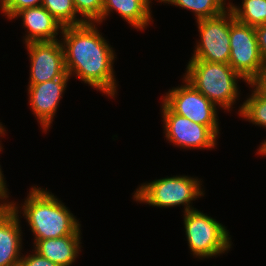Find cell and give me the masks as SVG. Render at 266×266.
I'll return each mask as SVG.
<instances>
[{
	"mask_svg": "<svg viewBox=\"0 0 266 266\" xmlns=\"http://www.w3.org/2000/svg\"><path fill=\"white\" fill-rule=\"evenodd\" d=\"M96 26V23L85 22L63 27L60 33L66 72L115 98L118 86L113 71L115 51Z\"/></svg>",
	"mask_w": 266,
	"mask_h": 266,
	"instance_id": "cell-1",
	"label": "cell"
},
{
	"mask_svg": "<svg viewBox=\"0 0 266 266\" xmlns=\"http://www.w3.org/2000/svg\"><path fill=\"white\" fill-rule=\"evenodd\" d=\"M16 203H13L12 209L20 214L23 211L22 216L34 234V245L39 240L81 235V224L76 217L47 189L34 186L30 189L21 208Z\"/></svg>",
	"mask_w": 266,
	"mask_h": 266,
	"instance_id": "cell-2",
	"label": "cell"
},
{
	"mask_svg": "<svg viewBox=\"0 0 266 266\" xmlns=\"http://www.w3.org/2000/svg\"><path fill=\"white\" fill-rule=\"evenodd\" d=\"M216 107L230 111L239 98L238 81L249 84L229 64L190 60L183 76Z\"/></svg>",
	"mask_w": 266,
	"mask_h": 266,
	"instance_id": "cell-3",
	"label": "cell"
},
{
	"mask_svg": "<svg viewBox=\"0 0 266 266\" xmlns=\"http://www.w3.org/2000/svg\"><path fill=\"white\" fill-rule=\"evenodd\" d=\"M201 183L200 179L186 175L160 178L139 186L133 199L159 208L183 205L186 212L196 209L190 204L204 195Z\"/></svg>",
	"mask_w": 266,
	"mask_h": 266,
	"instance_id": "cell-4",
	"label": "cell"
},
{
	"mask_svg": "<svg viewBox=\"0 0 266 266\" xmlns=\"http://www.w3.org/2000/svg\"><path fill=\"white\" fill-rule=\"evenodd\" d=\"M183 216L187 243L194 257L212 258L230 250L229 231L219 221L197 209L186 211Z\"/></svg>",
	"mask_w": 266,
	"mask_h": 266,
	"instance_id": "cell-5",
	"label": "cell"
},
{
	"mask_svg": "<svg viewBox=\"0 0 266 266\" xmlns=\"http://www.w3.org/2000/svg\"><path fill=\"white\" fill-rule=\"evenodd\" d=\"M228 64L248 83H251L265 68L255 28L236 20L231 10Z\"/></svg>",
	"mask_w": 266,
	"mask_h": 266,
	"instance_id": "cell-6",
	"label": "cell"
},
{
	"mask_svg": "<svg viewBox=\"0 0 266 266\" xmlns=\"http://www.w3.org/2000/svg\"><path fill=\"white\" fill-rule=\"evenodd\" d=\"M184 84L166 92L163 102L176 114L208 126L217 136L219 123L217 107L183 78Z\"/></svg>",
	"mask_w": 266,
	"mask_h": 266,
	"instance_id": "cell-7",
	"label": "cell"
},
{
	"mask_svg": "<svg viewBox=\"0 0 266 266\" xmlns=\"http://www.w3.org/2000/svg\"><path fill=\"white\" fill-rule=\"evenodd\" d=\"M200 40L190 60L228 64L230 57V9L222 14L196 21Z\"/></svg>",
	"mask_w": 266,
	"mask_h": 266,
	"instance_id": "cell-8",
	"label": "cell"
},
{
	"mask_svg": "<svg viewBox=\"0 0 266 266\" xmlns=\"http://www.w3.org/2000/svg\"><path fill=\"white\" fill-rule=\"evenodd\" d=\"M160 110L166 139L174 146L187 149H213L217 135L208 127L174 113L163 101Z\"/></svg>",
	"mask_w": 266,
	"mask_h": 266,
	"instance_id": "cell-9",
	"label": "cell"
},
{
	"mask_svg": "<svg viewBox=\"0 0 266 266\" xmlns=\"http://www.w3.org/2000/svg\"><path fill=\"white\" fill-rule=\"evenodd\" d=\"M25 46L31 60L28 84L44 83L67 74L60 40L29 42Z\"/></svg>",
	"mask_w": 266,
	"mask_h": 266,
	"instance_id": "cell-10",
	"label": "cell"
},
{
	"mask_svg": "<svg viewBox=\"0 0 266 266\" xmlns=\"http://www.w3.org/2000/svg\"><path fill=\"white\" fill-rule=\"evenodd\" d=\"M70 76L28 85L29 106L44 132L49 130Z\"/></svg>",
	"mask_w": 266,
	"mask_h": 266,
	"instance_id": "cell-11",
	"label": "cell"
},
{
	"mask_svg": "<svg viewBox=\"0 0 266 266\" xmlns=\"http://www.w3.org/2000/svg\"><path fill=\"white\" fill-rule=\"evenodd\" d=\"M19 216L12 208L0 209V266L21 264L23 232Z\"/></svg>",
	"mask_w": 266,
	"mask_h": 266,
	"instance_id": "cell-12",
	"label": "cell"
},
{
	"mask_svg": "<svg viewBox=\"0 0 266 266\" xmlns=\"http://www.w3.org/2000/svg\"><path fill=\"white\" fill-rule=\"evenodd\" d=\"M22 17V24L27 28L24 43L56 41L62 25L43 7L24 8L17 12L12 19Z\"/></svg>",
	"mask_w": 266,
	"mask_h": 266,
	"instance_id": "cell-13",
	"label": "cell"
},
{
	"mask_svg": "<svg viewBox=\"0 0 266 266\" xmlns=\"http://www.w3.org/2000/svg\"><path fill=\"white\" fill-rule=\"evenodd\" d=\"M151 2L152 0H103L101 23L114 10L131 26L144 30L152 21Z\"/></svg>",
	"mask_w": 266,
	"mask_h": 266,
	"instance_id": "cell-14",
	"label": "cell"
},
{
	"mask_svg": "<svg viewBox=\"0 0 266 266\" xmlns=\"http://www.w3.org/2000/svg\"><path fill=\"white\" fill-rule=\"evenodd\" d=\"M81 235L39 240L33 248L41 256L59 266H71L79 256Z\"/></svg>",
	"mask_w": 266,
	"mask_h": 266,
	"instance_id": "cell-15",
	"label": "cell"
},
{
	"mask_svg": "<svg viewBox=\"0 0 266 266\" xmlns=\"http://www.w3.org/2000/svg\"><path fill=\"white\" fill-rule=\"evenodd\" d=\"M158 2L190 10L194 13L196 21L218 16L228 9L226 0H159Z\"/></svg>",
	"mask_w": 266,
	"mask_h": 266,
	"instance_id": "cell-16",
	"label": "cell"
},
{
	"mask_svg": "<svg viewBox=\"0 0 266 266\" xmlns=\"http://www.w3.org/2000/svg\"><path fill=\"white\" fill-rule=\"evenodd\" d=\"M228 8L241 23L254 28L266 24V0H243L240 7L229 2Z\"/></svg>",
	"mask_w": 266,
	"mask_h": 266,
	"instance_id": "cell-17",
	"label": "cell"
},
{
	"mask_svg": "<svg viewBox=\"0 0 266 266\" xmlns=\"http://www.w3.org/2000/svg\"><path fill=\"white\" fill-rule=\"evenodd\" d=\"M252 94L239 106L238 114L254 125L266 128V95L262 94L252 83H249Z\"/></svg>",
	"mask_w": 266,
	"mask_h": 266,
	"instance_id": "cell-18",
	"label": "cell"
},
{
	"mask_svg": "<svg viewBox=\"0 0 266 266\" xmlns=\"http://www.w3.org/2000/svg\"><path fill=\"white\" fill-rule=\"evenodd\" d=\"M42 6L62 25L73 26L85 23L77 18V12L72 0H43Z\"/></svg>",
	"mask_w": 266,
	"mask_h": 266,
	"instance_id": "cell-19",
	"label": "cell"
},
{
	"mask_svg": "<svg viewBox=\"0 0 266 266\" xmlns=\"http://www.w3.org/2000/svg\"><path fill=\"white\" fill-rule=\"evenodd\" d=\"M77 15L86 23H101L103 0H72Z\"/></svg>",
	"mask_w": 266,
	"mask_h": 266,
	"instance_id": "cell-20",
	"label": "cell"
},
{
	"mask_svg": "<svg viewBox=\"0 0 266 266\" xmlns=\"http://www.w3.org/2000/svg\"><path fill=\"white\" fill-rule=\"evenodd\" d=\"M42 1L43 0H3V12L9 20H12V17L24 8L42 6Z\"/></svg>",
	"mask_w": 266,
	"mask_h": 266,
	"instance_id": "cell-21",
	"label": "cell"
},
{
	"mask_svg": "<svg viewBox=\"0 0 266 266\" xmlns=\"http://www.w3.org/2000/svg\"><path fill=\"white\" fill-rule=\"evenodd\" d=\"M34 254H27L23 255L22 254V259H21V265L22 266H59L56 263H53L49 259L41 256L39 253H37L35 250Z\"/></svg>",
	"mask_w": 266,
	"mask_h": 266,
	"instance_id": "cell-22",
	"label": "cell"
},
{
	"mask_svg": "<svg viewBox=\"0 0 266 266\" xmlns=\"http://www.w3.org/2000/svg\"><path fill=\"white\" fill-rule=\"evenodd\" d=\"M1 142V141H0ZM2 144L0 143V151H2ZM3 171L1 170V166H0V209H9V208H12V205H13V201L9 202L7 201V198L9 197V192H8V188L7 185H6V181H5V178H4V175L2 173ZM3 200V202H2ZM6 201V202H5Z\"/></svg>",
	"mask_w": 266,
	"mask_h": 266,
	"instance_id": "cell-23",
	"label": "cell"
},
{
	"mask_svg": "<svg viewBox=\"0 0 266 266\" xmlns=\"http://www.w3.org/2000/svg\"><path fill=\"white\" fill-rule=\"evenodd\" d=\"M259 51L266 67V24L255 27Z\"/></svg>",
	"mask_w": 266,
	"mask_h": 266,
	"instance_id": "cell-24",
	"label": "cell"
},
{
	"mask_svg": "<svg viewBox=\"0 0 266 266\" xmlns=\"http://www.w3.org/2000/svg\"><path fill=\"white\" fill-rule=\"evenodd\" d=\"M262 94L266 95V67L251 82Z\"/></svg>",
	"mask_w": 266,
	"mask_h": 266,
	"instance_id": "cell-25",
	"label": "cell"
},
{
	"mask_svg": "<svg viewBox=\"0 0 266 266\" xmlns=\"http://www.w3.org/2000/svg\"><path fill=\"white\" fill-rule=\"evenodd\" d=\"M257 150L259 155L266 156V139L261 143Z\"/></svg>",
	"mask_w": 266,
	"mask_h": 266,
	"instance_id": "cell-26",
	"label": "cell"
},
{
	"mask_svg": "<svg viewBox=\"0 0 266 266\" xmlns=\"http://www.w3.org/2000/svg\"><path fill=\"white\" fill-rule=\"evenodd\" d=\"M3 124L0 123V135H3L6 133V129L4 126H2Z\"/></svg>",
	"mask_w": 266,
	"mask_h": 266,
	"instance_id": "cell-27",
	"label": "cell"
},
{
	"mask_svg": "<svg viewBox=\"0 0 266 266\" xmlns=\"http://www.w3.org/2000/svg\"><path fill=\"white\" fill-rule=\"evenodd\" d=\"M2 3H3V0H0V10H1L2 13L4 14V12H3V7H2Z\"/></svg>",
	"mask_w": 266,
	"mask_h": 266,
	"instance_id": "cell-28",
	"label": "cell"
}]
</instances>
